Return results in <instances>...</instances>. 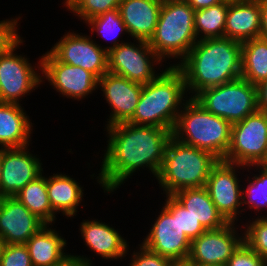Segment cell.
Instances as JSON below:
<instances>
[{"label":"cell","instance_id":"1","mask_svg":"<svg viewBox=\"0 0 267 266\" xmlns=\"http://www.w3.org/2000/svg\"><path fill=\"white\" fill-rule=\"evenodd\" d=\"M108 144L102 159L98 182L104 192H113L128 177L141 168L148 167L156 177L165 154L169 129L135 125L128 122L107 127Z\"/></svg>","mask_w":267,"mask_h":266},{"label":"cell","instance_id":"2","mask_svg":"<svg viewBox=\"0 0 267 266\" xmlns=\"http://www.w3.org/2000/svg\"><path fill=\"white\" fill-rule=\"evenodd\" d=\"M242 45L227 37L198 40L175 64L183 73L191 98L205 88L241 78ZM194 93V95H193Z\"/></svg>","mask_w":267,"mask_h":266},{"label":"cell","instance_id":"3","mask_svg":"<svg viewBox=\"0 0 267 266\" xmlns=\"http://www.w3.org/2000/svg\"><path fill=\"white\" fill-rule=\"evenodd\" d=\"M183 73L171 65L143 85L139 103L130 124L173 130L186 92ZM182 104V105H181Z\"/></svg>","mask_w":267,"mask_h":266},{"label":"cell","instance_id":"4","mask_svg":"<svg viewBox=\"0 0 267 266\" xmlns=\"http://www.w3.org/2000/svg\"><path fill=\"white\" fill-rule=\"evenodd\" d=\"M218 162L219 159L213 154L171 137L156 178L166 195L182 189L204 187Z\"/></svg>","mask_w":267,"mask_h":266},{"label":"cell","instance_id":"5","mask_svg":"<svg viewBox=\"0 0 267 266\" xmlns=\"http://www.w3.org/2000/svg\"><path fill=\"white\" fill-rule=\"evenodd\" d=\"M183 106L172 130V137L223 160L230 145L232 125L205 110L194 98H188Z\"/></svg>","mask_w":267,"mask_h":266},{"label":"cell","instance_id":"6","mask_svg":"<svg viewBox=\"0 0 267 266\" xmlns=\"http://www.w3.org/2000/svg\"><path fill=\"white\" fill-rule=\"evenodd\" d=\"M194 12L186 1L162 2L158 23L148 41L161 60L168 56L181 62L196 44Z\"/></svg>","mask_w":267,"mask_h":266},{"label":"cell","instance_id":"7","mask_svg":"<svg viewBox=\"0 0 267 266\" xmlns=\"http://www.w3.org/2000/svg\"><path fill=\"white\" fill-rule=\"evenodd\" d=\"M193 98L205 110L224 118L231 125L258 110L257 87L243 78L205 88Z\"/></svg>","mask_w":267,"mask_h":266},{"label":"cell","instance_id":"8","mask_svg":"<svg viewBox=\"0 0 267 266\" xmlns=\"http://www.w3.org/2000/svg\"><path fill=\"white\" fill-rule=\"evenodd\" d=\"M223 160L242 168L267 163V113L257 110L232 124L230 145Z\"/></svg>","mask_w":267,"mask_h":266},{"label":"cell","instance_id":"9","mask_svg":"<svg viewBox=\"0 0 267 266\" xmlns=\"http://www.w3.org/2000/svg\"><path fill=\"white\" fill-rule=\"evenodd\" d=\"M166 196V203L142 244L175 263H185L189 257L191 240L178 224V201L172 195Z\"/></svg>","mask_w":267,"mask_h":266},{"label":"cell","instance_id":"10","mask_svg":"<svg viewBox=\"0 0 267 266\" xmlns=\"http://www.w3.org/2000/svg\"><path fill=\"white\" fill-rule=\"evenodd\" d=\"M133 43H121L108 51V72L127 78L128 80L145 85L151 82L155 74L154 63L162 60L156 55L148 41L137 40Z\"/></svg>","mask_w":267,"mask_h":266},{"label":"cell","instance_id":"11","mask_svg":"<svg viewBox=\"0 0 267 266\" xmlns=\"http://www.w3.org/2000/svg\"><path fill=\"white\" fill-rule=\"evenodd\" d=\"M39 68L52 87L63 96L82 99L98 89V78L80 66L60 62L50 51L42 55Z\"/></svg>","mask_w":267,"mask_h":266},{"label":"cell","instance_id":"12","mask_svg":"<svg viewBox=\"0 0 267 266\" xmlns=\"http://www.w3.org/2000/svg\"><path fill=\"white\" fill-rule=\"evenodd\" d=\"M21 40L10 51L0 56V102L19 104L20 97L31 93L42 82L43 77L38 75L28 59L14 52Z\"/></svg>","mask_w":267,"mask_h":266},{"label":"cell","instance_id":"13","mask_svg":"<svg viewBox=\"0 0 267 266\" xmlns=\"http://www.w3.org/2000/svg\"><path fill=\"white\" fill-rule=\"evenodd\" d=\"M50 52L62 63L80 66L100 79L108 72V52L90 36L68 33L61 37Z\"/></svg>","mask_w":267,"mask_h":266},{"label":"cell","instance_id":"14","mask_svg":"<svg viewBox=\"0 0 267 266\" xmlns=\"http://www.w3.org/2000/svg\"><path fill=\"white\" fill-rule=\"evenodd\" d=\"M240 166L219 160L212 168L205 185L215 207L228 223H235L236 216L241 213L238 209L242 205V188L235 171Z\"/></svg>","mask_w":267,"mask_h":266},{"label":"cell","instance_id":"15","mask_svg":"<svg viewBox=\"0 0 267 266\" xmlns=\"http://www.w3.org/2000/svg\"><path fill=\"white\" fill-rule=\"evenodd\" d=\"M234 226L235 223H228L220 229L206 230L192 240L186 262L226 266L229 258L243 242V236L237 235Z\"/></svg>","mask_w":267,"mask_h":266},{"label":"cell","instance_id":"16","mask_svg":"<svg viewBox=\"0 0 267 266\" xmlns=\"http://www.w3.org/2000/svg\"><path fill=\"white\" fill-rule=\"evenodd\" d=\"M27 147L2 149L0 198L16 195L42 174L41 160L26 151Z\"/></svg>","mask_w":267,"mask_h":266},{"label":"cell","instance_id":"17","mask_svg":"<svg viewBox=\"0 0 267 266\" xmlns=\"http://www.w3.org/2000/svg\"><path fill=\"white\" fill-rule=\"evenodd\" d=\"M44 225L15 196L0 198V238L4 244H25Z\"/></svg>","mask_w":267,"mask_h":266},{"label":"cell","instance_id":"18","mask_svg":"<svg viewBox=\"0 0 267 266\" xmlns=\"http://www.w3.org/2000/svg\"><path fill=\"white\" fill-rule=\"evenodd\" d=\"M98 86L102 87L103 95L112 108L107 127L128 122L135 113L143 85L106 72L98 79Z\"/></svg>","mask_w":267,"mask_h":266},{"label":"cell","instance_id":"19","mask_svg":"<svg viewBox=\"0 0 267 266\" xmlns=\"http://www.w3.org/2000/svg\"><path fill=\"white\" fill-rule=\"evenodd\" d=\"M162 2L158 0H121L120 16L135 40L149 41L158 23Z\"/></svg>","mask_w":267,"mask_h":266},{"label":"cell","instance_id":"20","mask_svg":"<svg viewBox=\"0 0 267 266\" xmlns=\"http://www.w3.org/2000/svg\"><path fill=\"white\" fill-rule=\"evenodd\" d=\"M261 6L259 0L229 3L224 37L243 43L260 37Z\"/></svg>","mask_w":267,"mask_h":266},{"label":"cell","instance_id":"21","mask_svg":"<svg viewBox=\"0 0 267 266\" xmlns=\"http://www.w3.org/2000/svg\"><path fill=\"white\" fill-rule=\"evenodd\" d=\"M81 235L93 252L104 259H119L125 257L129 245L127 241L114 228L106 223L87 220L80 225Z\"/></svg>","mask_w":267,"mask_h":266},{"label":"cell","instance_id":"22","mask_svg":"<svg viewBox=\"0 0 267 266\" xmlns=\"http://www.w3.org/2000/svg\"><path fill=\"white\" fill-rule=\"evenodd\" d=\"M20 104L0 102V145L4 148L29 146L33 128Z\"/></svg>","mask_w":267,"mask_h":266},{"label":"cell","instance_id":"23","mask_svg":"<svg viewBox=\"0 0 267 266\" xmlns=\"http://www.w3.org/2000/svg\"><path fill=\"white\" fill-rule=\"evenodd\" d=\"M172 196L199 220L206 230H216L228 222L215 207L206 187L182 189Z\"/></svg>","mask_w":267,"mask_h":266},{"label":"cell","instance_id":"24","mask_svg":"<svg viewBox=\"0 0 267 266\" xmlns=\"http://www.w3.org/2000/svg\"><path fill=\"white\" fill-rule=\"evenodd\" d=\"M48 227L45 224L25 243L33 266H53L67 255L66 240Z\"/></svg>","mask_w":267,"mask_h":266},{"label":"cell","instance_id":"25","mask_svg":"<svg viewBox=\"0 0 267 266\" xmlns=\"http://www.w3.org/2000/svg\"><path fill=\"white\" fill-rule=\"evenodd\" d=\"M83 187L67 175L53 174L47 178V192L52 210L61 212L68 218L77 213V206L83 198Z\"/></svg>","mask_w":267,"mask_h":266},{"label":"cell","instance_id":"26","mask_svg":"<svg viewBox=\"0 0 267 266\" xmlns=\"http://www.w3.org/2000/svg\"><path fill=\"white\" fill-rule=\"evenodd\" d=\"M241 45V78L256 86L267 80V39L257 37Z\"/></svg>","mask_w":267,"mask_h":266},{"label":"cell","instance_id":"27","mask_svg":"<svg viewBox=\"0 0 267 266\" xmlns=\"http://www.w3.org/2000/svg\"><path fill=\"white\" fill-rule=\"evenodd\" d=\"M14 196L45 224L52 225L56 220L48 198L47 178L42 174Z\"/></svg>","mask_w":267,"mask_h":266},{"label":"cell","instance_id":"28","mask_svg":"<svg viewBox=\"0 0 267 266\" xmlns=\"http://www.w3.org/2000/svg\"><path fill=\"white\" fill-rule=\"evenodd\" d=\"M228 6L229 3L220 2L194 12V29L197 38L200 37L198 40L224 37Z\"/></svg>","mask_w":267,"mask_h":266},{"label":"cell","instance_id":"29","mask_svg":"<svg viewBox=\"0 0 267 266\" xmlns=\"http://www.w3.org/2000/svg\"><path fill=\"white\" fill-rule=\"evenodd\" d=\"M86 24L91 26L90 30L92 33L96 29V32L98 35H101V37H105L107 39L110 36L108 39H114L112 43L113 46L104 47L107 52L113 48H116L121 43H124L122 41L119 43L118 39H116L119 36V33L124 31L129 34L118 9H113L96 16L86 21Z\"/></svg>","mask_w":267,"mask_h":266},{"label":"cell","instance_id":"30","mask_svg":"<svg viewBox=\"0 0 267 266\" xmlns=\"http://www.w3.org/2000/svg\"><path fill=\"white\" fill-rule=\"evenodd\" d=\"M121 0H65L66 5L71 12L76 14L83 21H88L107 11L118 9Z\"/></svg>","mask_w":267,"mask_h":266},{"label":"cell","instance_id":"31","mask_svg":"<svg viewBox=\"0 0 267 266\" xmlns=\"http://www.w3.org/2000/svg\"><path fill=\"white\" fill-rule=\"evenodd\" d=\"M261 171L260 175H254L253 181L250 180L247 188L242 191V205L248 204L249 209L255 208L259 211L262 207H267V166L266 165H255ZM247 196H243V195ZM246 198L248 200H246Z\"/></svg>","mask_w":267,"mask_h":266},{"label":"cell","instance_id":"32","mask_svg":"<svg viewBox=\"0 0 267 266\" xmlns=\"http://www.w3.org/2000/svg\"><path fill=\"white\" fill-rule=\"evenodd\" d=\"M243 233V241L267 261V217L258 216Z\"/></svg>","mask_w":267,"mask_h":266},{"label":"cell","instance_id":"33","mask_svg":"<svg viewBox=\"0 0 267 266\" xmlns=\"http://www.w3.org/2000/svg\"><path fill=\"white\" fill-rule=\"evenodd\" d=\"M0 266H33L25 244H4Z\"/></svg>","mask_w":267,"mask_h":266},{"label":"cell","instance_id":"34","mask_svg":"<svg viewBox=\"0 0 267 266\" xmlns=\"http://www.w3.org/2000/svg\"><path fill=\"white\" fill-rule=\"evenodd\" d=\"M266 264L267 261L243 241L229 258L226 266H265Z\"/></svg>","mask_w":267,"mask_h":266},{"label":"cell","instance_id":"35","mask_svg":"<svg viewBox=\"0 0 267 266\" xmlns=\"http://www.w3.org/2000/svg\"><path fill=\"white\" fill-rule=\"evenodd\" d=\"M132 261L130 266H174L175 262L170 258L161 256L155 253L143 244L140 245V250L136 253L133 252Z\"/></svg>","mask_w":267,"mask_h":266},{"label":"cell","instance_id":"36","mask_svg":"<svg viewBox=\"0 0 267 266\" xmlns=\"http://www.w3.org/2000/svg\"><path fill=\"white\" fill-rule=\"evenodd\" d=\"M17 20L19 21L18 18L0 21V56L21 41L20 35L17 33Z\"/></svg>","mask_w":267,"mask_h":266},{"label":"cell","instance_id":"37","mask_svg":"<svg viewBox=\"0 0 267 266\" xmlns=\"http://www.w3.org/2000/svg\"><path fill=\"white\" fill-rule=\"evenodd\" d=\"M178 224L185 235L192 241L203 234L206 229L190 211L178 202Z\"/></svg>","mask_w":267,"mask_h":266},{"label":"cell","instance_id":"38","mask_svg":"<svg viewBox=\"0 0 267 266\" xmlns=\"http://www.w3.org/2000/svg\"><path fill=\"white\" fill-rule=\"evenodd\" d=\"M53 266H92L89 258L81 257L80 255H66L62 260L54 264Z\"/></svg>","mask_w":267,"mask_h":266},{"label":"cell","instance_id":"39","mask_svg":"<svg viewBox=\"0 0 267 266\" xmlns=\"http://www.w3.org/2000/svg\"><path fill=\"white\" fill-rule=\"evenodd\" d=\"M256 87L258 110L267 113V80L260 82Z\"/></svg>","mask_w":267,"mask_h":266},{"label":"cell","instance_id":"40","mask_svg":"<svg viewBox=\"0 0 267 266\" xmlns=\"http://www.w3.org/2000/svg\"><path fill=\"white\" fill-rule=\"evenodd\" d=\"M261 6V33L260 37L267 39V0H259Z\"/></svg>","mask_w":267,"mask_h":266},{"label":"cell","instance_id":"41","mask_svg":"<svg viewBox=\"0 0 267 266\" xmlns=\"http://www.w3.org/2000/svg\"><path fill=\"white\" fill-rule=\"evenodd\" d=\"M186 2L196 11L207 8L222 2L221 0H186Z\"/></svg>","mask_w":267,"mask_h":266},{"label":"cell","instance_id":"42","mask_svg":"<svg viewBox=\"0 0 267 266\" xmlns=\"http://www.w3.org/2000/svg\"><path fill=\"white\" fill-rule=\"evenodd\" d=\"M187 266H222V265H202L198 263L185 262Z\"/></svg>","mask_w":267,"mask_h":266},{"label":"cell","instance_id":"43","mask_svg":"<svg viewBox=\"0 0 267 266\" xmlns=\"http://www.w3.org/2000/svg\"><path fill=\"white\" fill-rule=\"evenodd\" d=\"M1 173H2V149L0 148V186H1Z\"/></svg>","mask_w":267,"mask_h":266},{"label":"cell","instance_id":"44","mask_svg":"<svg viewBox=\"0 0 267 266\" xmlns=\"http://www.w3.org/2000/svg\"><path fill=\"white\" fill-rule=\"evenodd\" d=\"M222 2H227V3H237V2H242L246 0H221Z\"/></svg>","mask_w":267,"mask_h":266},{"label":"cell","instance_id":"45","mask_svg":"<svg viewBox=\"0 0 267 266\" xmlns=\"http://www.w3.org/2000/svg\"><path fill=\"white\" fill-rule=\"evenodd\" d=\"M3 246H4V242H3V240L0 238V257H1V253H2Z\"/></svg>","mask_w":267,"mask_h":266},{"label":"cell","instance_id":"46","mask_svg":"<svg viewBox=\"0 0 267 266\" xmlns=\"http://www.w3.org/2000/svg\"><path fill=\"white\" fill-rule=\"evenodd\" d=\"M158 1L167 2V1H186V0H158Z\"/></svg>","mask_w":267,"mask_h":266},{"label":"cell","instance_id":"47","mask_svg":"<svg viewBox=\"0 0 267 266\" xmlns=\"http://www.w3.org/2000/svg\"><path fill=\"white\" fill-rule=\"evenodd\" d=\"M174 266H187L185 263H175Z\"/></svg>","mask_w":267,"mask_h":266}]
</instances>
